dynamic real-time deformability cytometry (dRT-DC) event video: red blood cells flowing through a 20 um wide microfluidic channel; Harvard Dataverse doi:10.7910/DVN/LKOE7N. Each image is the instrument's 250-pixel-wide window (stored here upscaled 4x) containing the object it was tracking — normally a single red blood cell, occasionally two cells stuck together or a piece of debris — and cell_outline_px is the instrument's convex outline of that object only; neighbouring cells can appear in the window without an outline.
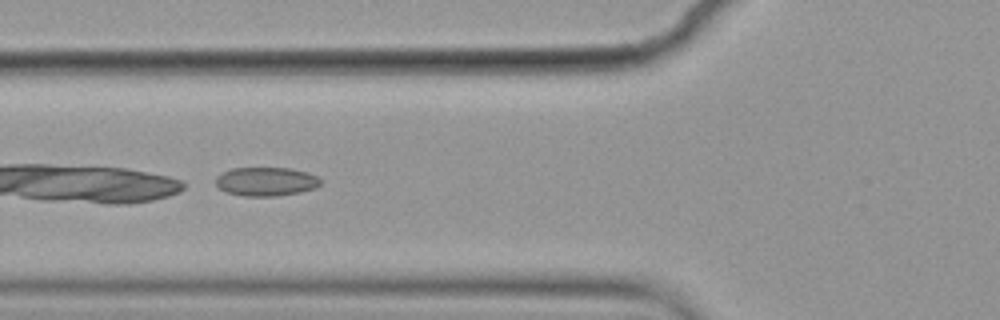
{"species": "common noctule bat (a hibernating species)", "species_latin": "Nyctalus noctula", "temperature_condition": "cold", "stored_images_in_passage": 54, "camera_frame_rate_fps": 3000, "um_per_image_px": 0.085, "animal": {"sex": "female", "body_mass_g": 19.9}, "frame": {"image": 1, "passage_image": 20, "time_ms": 6.333, "image_size_px": [1000, 320], "cell_outline_px": [[320, 184], [316, 188], [300, 192], [276, 196], [244, 196], [228, 192], [220, 188], [216, 184], [216, 176], [232, 168], [292, 168], [308, 172], [316, 176], [320, 180]], "centroid_in_image_um": [22.64, 15.42], "position_along_channel_um": 103.2, "area_um2": 17.51}}
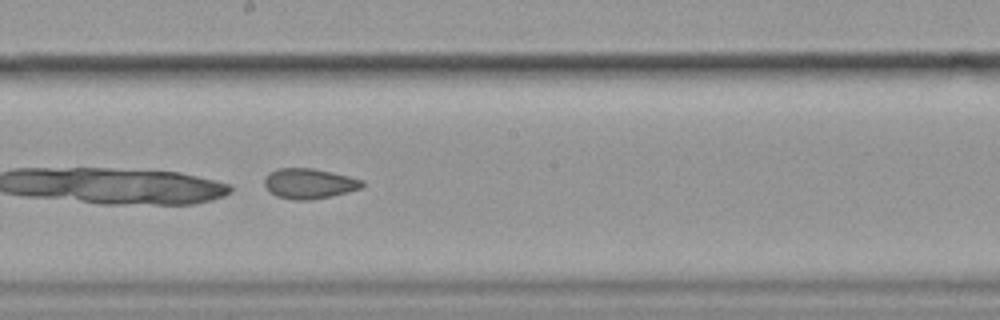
{"frame": {"image": 2, "passage_image": 30, "time_ms": 9.667, "image_size_px": [1000, 320], "cell_outline_px": [[364, 184], [360, 188], [348, 192], [332, 196], [308, 200], [296, 200], [276, 196], [268, 192], [264, 184], [264, 180], [272, 172], [280, 168], [312, 168], [332, 172], [364, 180]], "centroid_in_image_um": [26.29, 15.61], "position_along_channel_um": 221.9, "area_um2": 17.11}}
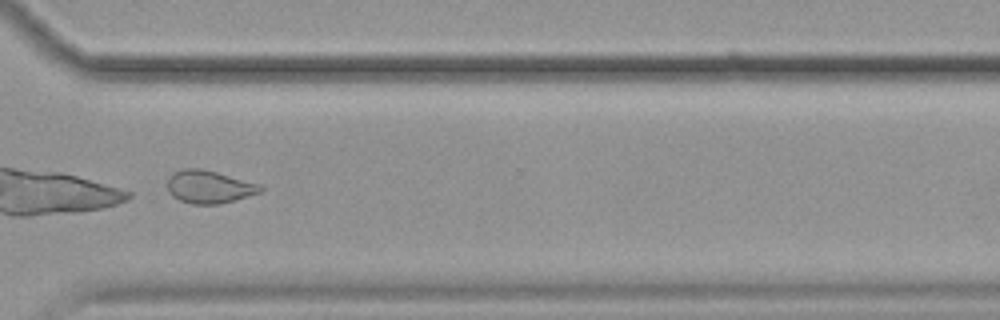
{"frame": {"image": 3, "passage_image": 41, "time_ms": 13.333, "image_size_px": [1000, 320], "cell_outline_px": [[264, 188], [260, 192], [236, 200], [220, 204], [192, 204], [180, 200], [172, 196], [168, 192], [168, 176], [172, 172], [180, 168], [200, 168], [216, 172], [260, 184]], "centroid_in_image_um": [17.74, 15.87], "position_along_channel_um": 352.9, "area_um2": 17.92}}